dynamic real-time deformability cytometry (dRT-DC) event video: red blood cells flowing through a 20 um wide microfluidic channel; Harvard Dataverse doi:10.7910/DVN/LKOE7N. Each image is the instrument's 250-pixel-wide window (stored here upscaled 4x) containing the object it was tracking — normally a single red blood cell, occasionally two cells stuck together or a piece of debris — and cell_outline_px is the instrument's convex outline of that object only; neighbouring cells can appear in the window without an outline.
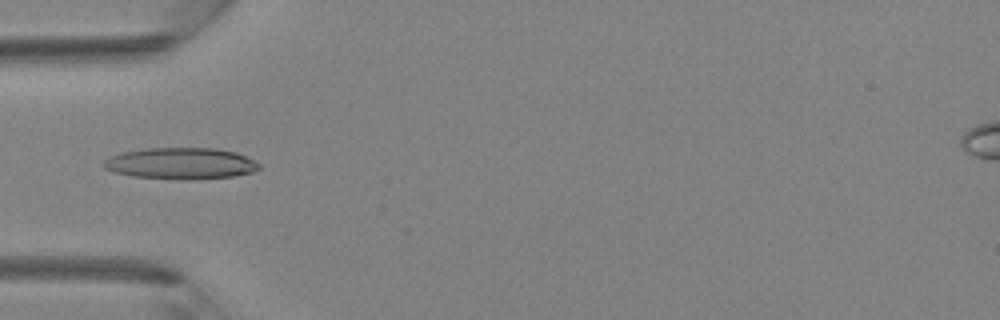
{"species": "Egyptian fruit bat (a non-hibernating species)", "species_latin": "Rousettus aegyptiacus", "temperature_condition": "room temperature", "stored_images_in_passage": 42, "camera_frame_rate_fps": 3000, "um_per_image_px": 0.085, "animal": {"sex": "female"}, "frame": {"image": 1, "passage_image": 14, "time_ms": 4.333, "image_size_px": [1000, 320], "cell_outline_px": [[260, 168], [252, 172], [232, 176], [180, 180], [132, 176], [116, 172], [104, 168], [100, 164], [104, 160], [120, 152], [148, 148], [216, 148], [236, 152], [260, 164]], "centroid_in_image_um": [15.33, 13.89], "position_along_channel_um": 69.7, "area_um2": 28.38}}
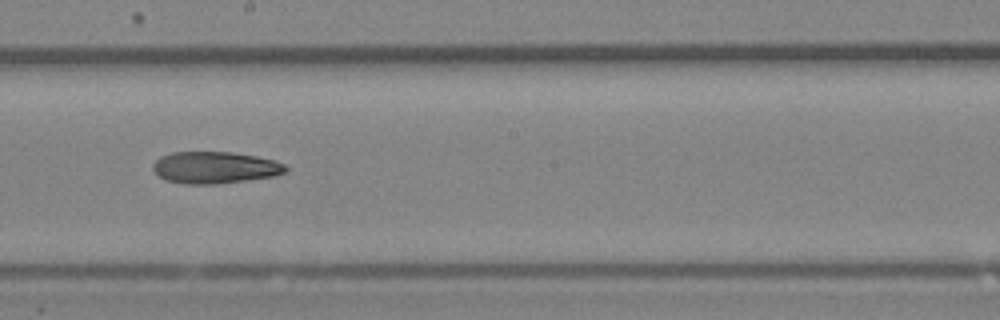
{"frame": {"image": 2, "passage_image": 24, "time_ms": 7.667, "image_size_px": [1000, 320], "cell_outline_px": [[288, 168], [284, 172], [276, 176], [216, 184], [184, 184], [164, 180], [152, 168], [152, 164], [160, 156], [172, 152], [232, 152], [256, 156], [272, 160], [284, 164]], "centroid_in_image_um": [18.24, 14.24], "position_along_channel_um": 230.0, "area_um2": 24.62}}
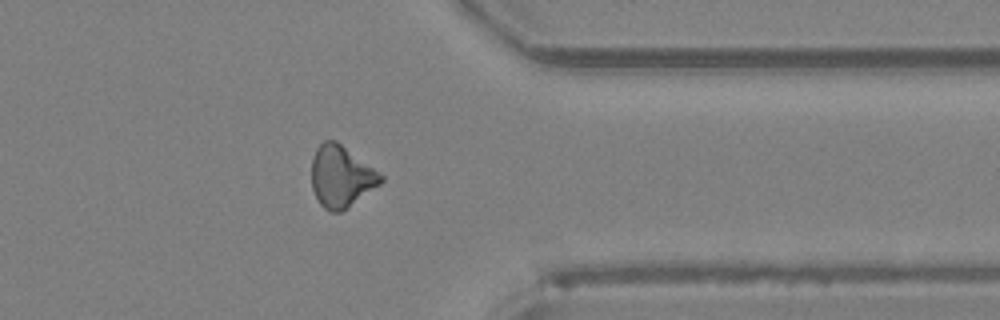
{"frame": {"image": 3, "passage_image": 34, "time_ms": 11.0, "image_size_px": [1000, 320], "cell_outline_px": [[384, 180], [380, 184], [348, 208], [340, 212], [328, 212], [320, 204], [312, 188], [312, 156], [316, 148], [324, 140], [336, 140], [384, 176]], "centroid_in_image_um": [28.99, 15.01], "position_along_channel_um": 382.4, "area_um2": 24.8}}